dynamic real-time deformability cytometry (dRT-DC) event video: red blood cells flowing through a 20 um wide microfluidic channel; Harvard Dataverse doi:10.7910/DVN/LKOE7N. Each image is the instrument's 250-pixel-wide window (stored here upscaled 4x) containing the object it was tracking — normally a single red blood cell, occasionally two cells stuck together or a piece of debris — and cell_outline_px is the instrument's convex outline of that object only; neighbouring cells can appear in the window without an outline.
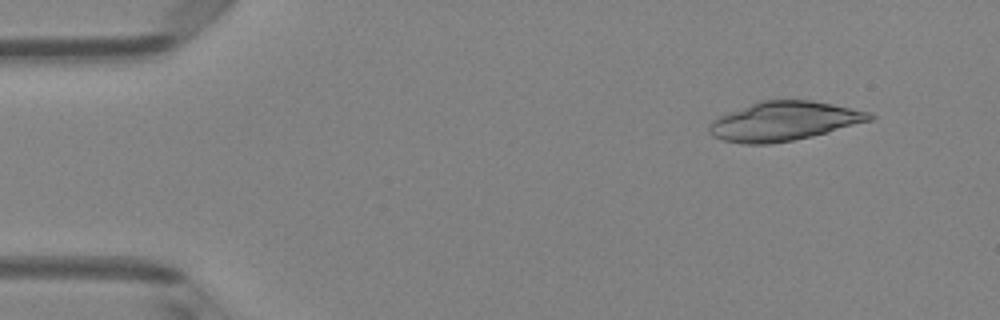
{"species": "Egyptian fruit bat (a non-hibernating species)", "species_latin": "Rousettus aegyptiacus", "temperature_condition": "room temperature", "stored_images_in_passage": 5, "camera_frame_rate_fps": 3000, "um_per_image_px": 0.085, "animal": {"sex": "female"}, "frame": {"image": 1, "passage_image": 2, "time_ms": 0.333, "image_size_px": [1000, 320], "cell_outline_px": [[876, 116], [872, 120], [812, 136], [792, 140], [768, 144], [744, 144], [724, 140], [712, 136], [708, 132], [708, 128], [712, 120], [728, 112], [760, 100], [812, 100], [872, 112]], "centroid_in_image_um": [66.64, 10.29], "position_along_channel_um": 18.4, "area_um2": 36.47}}